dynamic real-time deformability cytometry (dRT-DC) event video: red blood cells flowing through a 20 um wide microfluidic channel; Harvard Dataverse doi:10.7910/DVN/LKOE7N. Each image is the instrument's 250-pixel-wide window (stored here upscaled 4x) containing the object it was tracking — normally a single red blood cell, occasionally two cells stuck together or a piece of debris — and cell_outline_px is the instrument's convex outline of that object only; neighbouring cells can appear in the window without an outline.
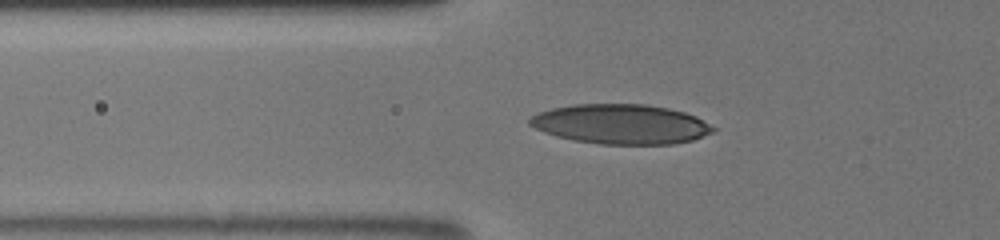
{"species": "human", "species_latin": "Homo sapiens", "temperature_condition": "room temperature", "stored_images_in_passage": 6, "camera_frame_rate_fps": 3000, "um_per_image_px": 0.085, "donor": {"sex": "male"}, "frame": {"image": 1, "passage_image": 4, "time_ms": 0.333, "image_size_px": [1000, 240], "cell_outline_px": [[716, 128], [712, 132], [692, 140], [672, 144], [600, 144], [572, 140], [556, 136], [544, 132], [528, 124], [528, 120], [532, 116], [540, 112], [552, 108], [572, 104], [648, 104], [668, 108], [684, 112], [696, 116]], "centroid_in_image_um": [52.76, 10.55], "position_along_channel_um": 73.0, "area_um2": 42.43}}